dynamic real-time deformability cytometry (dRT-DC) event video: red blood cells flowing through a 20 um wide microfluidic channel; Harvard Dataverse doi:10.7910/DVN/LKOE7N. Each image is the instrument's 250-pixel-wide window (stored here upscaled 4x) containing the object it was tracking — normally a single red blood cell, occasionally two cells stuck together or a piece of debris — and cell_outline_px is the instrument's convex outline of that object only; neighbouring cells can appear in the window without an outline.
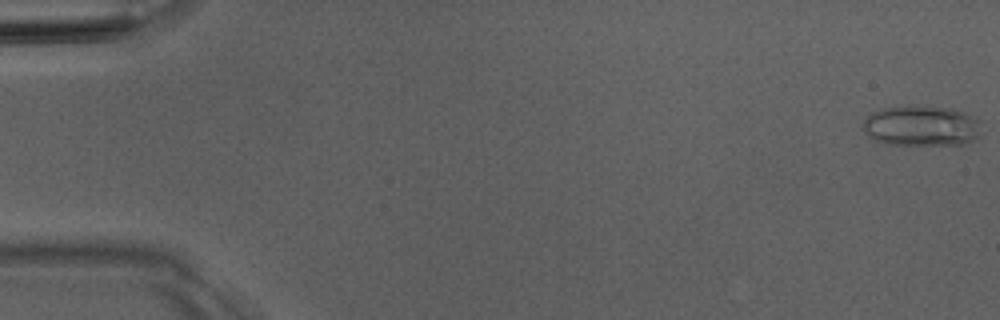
{"species": "Egyptian fruit bat (a non-hibernating species)", "species_latin": "Rousettus aegyptiacus", "temperature_condition": "room temperature", "stored_images_in_passage": 51, "camera_frame_rate_fps": 3000, "um_per_image_px": 0.085, "animal": {"sex": "male"}, "frame": {"image": 1, "passage_image": 1, "time_ms": 0.0, "image_size_px": [1000, 320], "cell_outline_px": [[980, 136], [976, 140], [964, 144], [884, 144], [872, 140], [864, 132], [860, 124], [872, 112], [880, 108], [908, 104], [924, 104], [948, 108], [964, 112], [980, 120]], "centroid_in_image_um": [78.28, 10.67], "position_along_channel_um": 6.7, "area_um2": 28.84}}
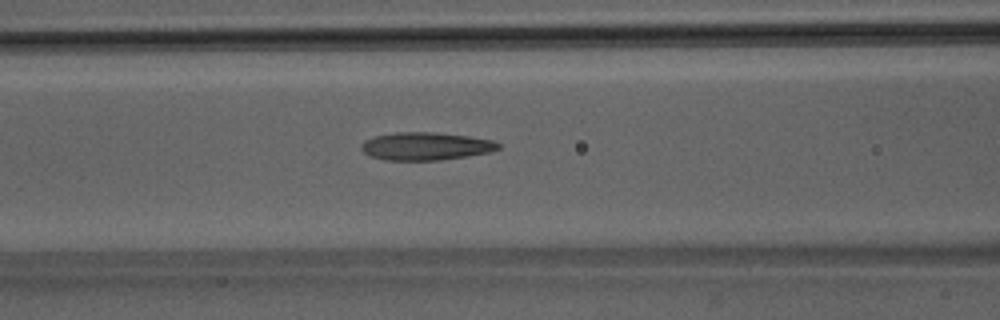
{"frame": {"image": 2, "passage_image": 22, "time_ms": 7.0, "image_size_px": [1000, 320], "cell_outline_px": [[500, 148], [492, 152], [440, 160], [384, 160], [372, 156], [364, 152], [360, 148], [360, 144], [364, 140], [376, 136], [400, 132], [436, 132], [468, 136], [492, 140], [500, 144]], "centroid_in_image_um": [36.2, 12.43], "position_along_channel_um": 130.4, "area_um2": 22.2}}
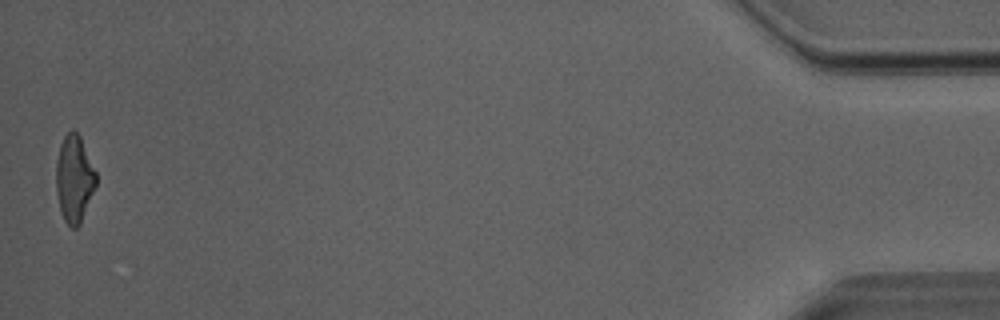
{"frame": {"image": 3, "passage_image": 51, "time_ms": 16.667, "image_size_px": [1000, 320], "cell_outline_px": [[96, 184], [80, 224], [76, 228], [72, 228], [64, 220], [60, 212], [56, 188], [56, 160], [60, 144], [64, 136], [72, 128], [80, 136], [96, 172]], "centroid_in_image_um": [6.29, 15.18], "position_along_channel_um": 428.9, "area_um2": 20.17}, "authors_computed_cell_mechanics": {"area_um2": 21.9062, "velocity_mm_per_s": 4.0671, "shape_relaxation_time_tau1_ms": 9.2974, "shape_relaxation_time_tau2_ms": 1.8437, "deformation_change_tau1": 0.2719, "deformation_change_tau2": 0.1263}}